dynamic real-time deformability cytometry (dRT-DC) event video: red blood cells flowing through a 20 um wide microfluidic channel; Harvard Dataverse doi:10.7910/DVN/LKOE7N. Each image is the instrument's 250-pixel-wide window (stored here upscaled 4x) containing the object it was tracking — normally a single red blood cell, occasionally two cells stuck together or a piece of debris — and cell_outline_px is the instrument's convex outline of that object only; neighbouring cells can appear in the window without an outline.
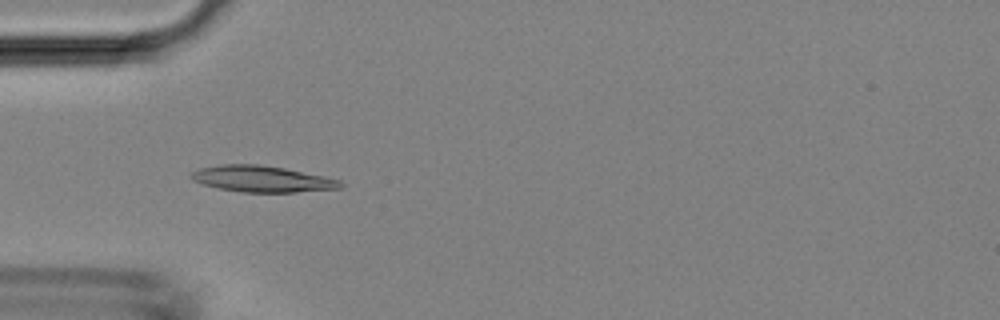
{"species": "Egyptian fruit bat (a non-hibernating species)", "species_latin": "Rousettus aegyptiacus", "temperature_condition": "room temperature", "stored_images_in_passage": 47, "camera_frame_rate_fps": 3000, "um_per_image_px": 0.085, "animal": {"sex": "female"}, "frame": {"image": 1, "passage_image": 14, "time_ms": 4.333, "image_size_px": [1000, 320], "cell_outline_px": [[344, 188], [296, 192], [240, 192], [220, 188], [204, 184], [192, 180], [188, 176], [192, 172], [200, 168], [220, 164], [260, 164], [284, 168], [324, 176], [340, 180], [344, 184]], "centroid_in_image_um": [22.29, 15.2], "position_along_channel_um": 62.7, "area_um2": 22.89}}
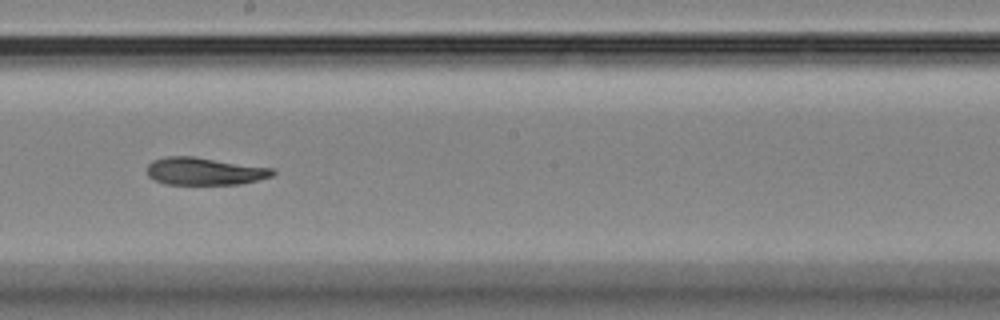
{"frame": {"image": 2, "passage_image": 26, "time_ms": 8.333, "image_size_px": [1000, 320], "cell_outline_px": [[276, 172], [272, 176], [240, 184], [164, 184], [148, 176], [148, 164], [152, 160], [164, 156], [192, 156], [272, 168]], "centroid_in_image_um": [17.35, 14.55], "position_along_channel_um": 230.8, "area_um2": 20.0}}
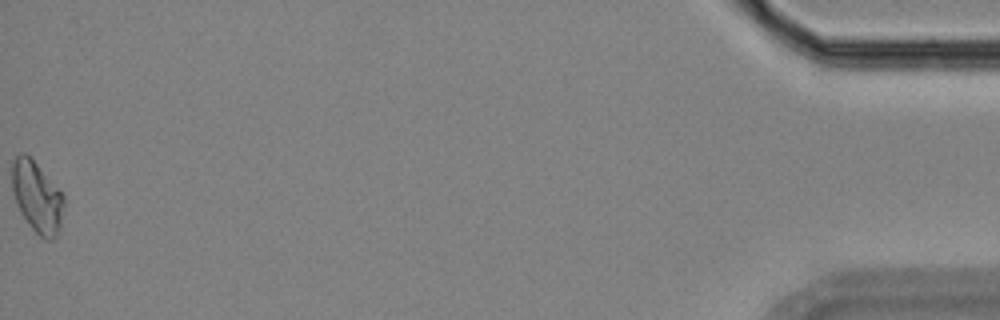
{"frame": {"image": 3, "passage_image": 47, "time_ms": 15.333, "image_size_px": [1000, 320], "cell_outline_px": [[64, 208], [60, 232], [52, 240], [48, 240], [40, 236], [32, 228], [20, 212], [16, 204], [12, 188], [12, 160], [20, 152], [24, 152], [36, 164], [64, 196]], "centroid_in_image_um": [3.15, 16.77], "position_along_channel_um": 432.1, "area_um2": 21.33}}